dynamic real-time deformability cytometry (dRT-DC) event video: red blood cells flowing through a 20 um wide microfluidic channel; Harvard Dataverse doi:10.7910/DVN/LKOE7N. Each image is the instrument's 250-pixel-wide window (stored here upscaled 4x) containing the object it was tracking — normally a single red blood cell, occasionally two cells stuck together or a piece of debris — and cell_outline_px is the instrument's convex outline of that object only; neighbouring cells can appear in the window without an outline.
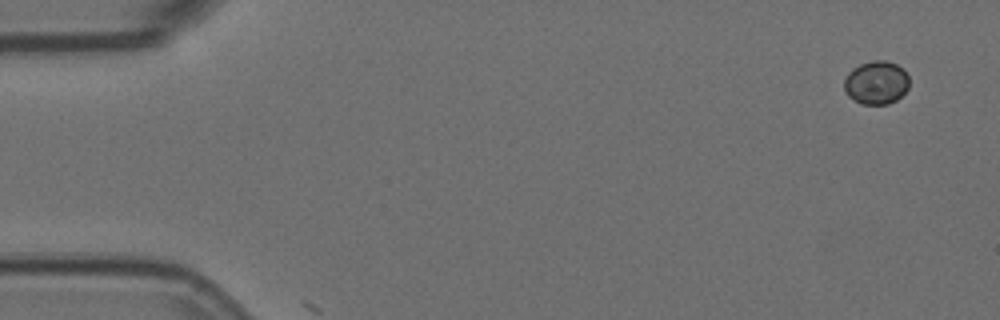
{"species": "Egyptian fruit bat (a non-hibernating species)", "species_latin": "Rousettus aegyptiacus", "temperature_condition": "room temperature", "stored_images_in_passage": 4, "camera_frame_rate_fps": 3000, "um_per_image_px": 0.085, "animal": {"sex": "female"}, "frame": {"image": 1, "passage_image": 1, "time_ms": 0.0, "image_size_px": [1000, 320], "cell_outline_px": [[908, 88], [896, 100], [888, 104], [860, 104], [848, 96], [844, 92], [844, 80], [848, 72], [852, 68], [860, 64], [872, 60], [884, 60], [896, 64], [908, 76]], "centroid_in_image_um": [74.44, 7.03], "position_along_channel_um": 10.6, "area_um2": 16.42}}
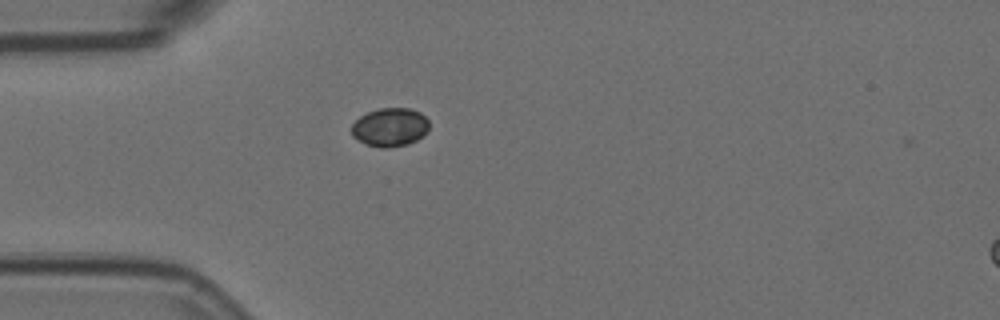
{"frame": {"image": 2, "passage_image": 4, "time_ms": 1.0, "image_size_px": [1000, 320], "cell_outline_px": [[428, 128], [416, 140], [408, 144], [388, 148], [380, 148], [364, 144], [352, 136], [352, 124], [360, 116], [368, 112], [380, 108], [408, 108], [420, 112], [428, 120]], "centroid_in_image_um": [33.11, 10.82], "position_along_channel_um": 51.9, "area_um2": 17.34}}